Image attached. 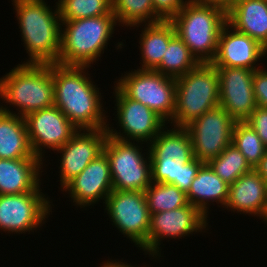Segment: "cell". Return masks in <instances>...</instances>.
<instances>
[{
  "label": "cell",
  "instance_id": "obj_27",
  "mask_svg": "<svg viewBox=\"0 0 267 267\" xmlns=\"http://www.w3.org/2000/svg\"><path fill=\"white\" fill-rule=\"evenodd\" d=\"M118 26L131 27L151 24L162 19L154 12L152 0H112Z\"/></svg>",
  "mask_w": 267,
  "mask_h": 267
},
{
  "label": "cell",
  "instance_id": "obj_19",
  "mask_svg": "<svg viewBox=\"0 0 267 267\" xmlns=\"http://www.w3.org/2000/svg\"><path fill=\"white\" fill-rule=\"evenodd\" d=\"M225 209L264 219L267 212V183L255 169L229 185Z\"/></svg>",
  "mask_w": 267,
  "mask_h": 267
},
{
  "label": "cell",
  "instance_id": "obj_25",
  "mask_svg": "<svg viewBox=\"0 0 267 267\" xmlns=\"http://www.w3.org/2000/svg\"><path fill=\"white\" fill-rule=\"evenodd\" d=\"M39 158L29 142L24 117L0 109V159Z\"/></svg>",
  "mask_w": 267,
  "mask_h": 267
},
{
  "label": "cell",
  "instance_id": "obj_22",
  "mask_svg": "<svg viewBox=\"0 0 267 267\" xmlns=\"http://www.w3.org/2000/svg\"><path fill=\"white\" fill-rule=\"evenodd\" d=\"M228 191L229 185L207 163H204L199 168L186 196L189 204L197 207L209 218V205L216 202L217 206L220 204L224 208L228 199Z\"/></svg>",
  "mask_w": 267,
  "mask_h": 267
},
{
  "label": "cell",
  "instance_id": "obj_28",
  "mask_svg": "<svg viewBox=\"0 0 267 267\" xmlns=\"http://www.w3.org/2000/svg\"><path fill=\"white\" fill-rule=\"evenodd\" d=\"M228 185L253 170L245 156L232 143L216 158L207 163Z\"/></svg>",
  "mask_w": 267,
  "mask_h": 267
},
{
  "label": "cell",
  "instance_id": "obj_2",
  "mask_svg": "<svg viewBox=\"0 0 267 267\" xmlns=\"http://www.w3.org/2000/svg\"><path fill=\"white\" fill-rule=\"evenodd\" d=\"M29 59L23 64H55L61 48V18L45 0H11Z\"/></svg>",
  "mask_w": 267,
  "mask_h": 267
},
{
  "label": "cell",
  "instance_id": "obj_5",
  "mask_svg": "<svg viewBox=\"0 0 267 267\" xmlns=\"http://www.w3.org/2000/svg\"><path fill=\"white\" fill-rule=\"evenodd\" d=\"M117 23L115 15L61 21L63 28L57 63L91 67L107 49Z\"/></svg>",
  "mask_w": 267,
  "mask_h": 267
},
{
  "label": "cell",
  "instance_id": "obj_33",
  "mask_svg": "<svg viewBox=\"0 0 267 267\" xmlns=\"http://www.w3.org/2000/svg\"><path fill=\"white\" fill-rule=\"evenodd\" d=\"M203 164V162H201L195 157L188 163H184L183 165H181L180 168L179 181H174L172 184L187 193L190 189L192 181L197 176L199 168Z\"/></svg>",
  "mask_w": 267,
  "mask_h": 267
},
{
  "label": "cell",
  "instance_id": "obj_39",
  "mask_svg": "<svg viewBox=\"0 0 267 267\" xmlns=\"http://www.w3.org/2000/svg\"><path fill=\"white\" fill-rule=\"evenodd\" d=\"M224 7L226 10L238 0H200Z\"/></svg>",
  "mask_w": 267,
  "mask_h": 267
},
{
  "label": "cell",
  "instance_id": "obj_23",
  "mask_svg": "<svg viewBox=\"0 0 267 267\" xmlns=\"http://www.w3.org/2000/svg\"><path fill=\"white\" fill-rule=\"evenodd\" d=\"M165 126L148 144L150 161H181L194 158L191 136L186 127ZM165 129V130H164Z\"/></svg>",
  "mask_w": 267,
  "mask_h": 267
},
{
  "label": "cell",
  "instance_id": "obj_26",
  "mask_svg": "<svg viewBox=\"0 0 267 267\" xmlns=\"http://www.w3.org/2000/svg\"><path fill=\"white\" fill-rule=\"evenodd\" d=\"M199 62L191 54L188 46L175 34L169 41L160 65L155 71L173 78L185 75Z\"/></svg>",
  "mask_w": 267,
  "mask_h": 267
},
{
  "label": "cell",
  "instance_id": "obj_7",
  "mask_svg": "<svg viewBox=\"0 0 267 267\" xmlns=\"http://www.w3.org/2000/svg\"><path fill=\"white\" fill-rule=\"evenodd\" d=\"M143 144L146 143L126 142L107 136L103 152L110 164L113 190L144 192L151 185L149 146L144 149L148 152L143 153Z\"/></svg>",
  "mask_w": 267,
  "mask_h": 267
},
{
  "label": "cell",
  "instance_id": "obj_12",
  "mask_svg": "<svg viewBox=\"0 0 267 267\" xmlns=\"http://www.w3.org/2000/svg\"><path fill=\"white\" fill-rule=\"evenodd\" d=\"M208 218L195 206L187 204L173 210L151 214L147 235V254L149 257L161 256L162 240L185 238L197 232L202 233L209 226ZM161 248V249H160ZM161 250V251H160ZM158 256V257H157Z\"/></svg>",
  "mask_w": 267,
  "mask_h": 267
},
{
  "label": "cell",
  "instance_id": "obj_20",
  "mask_svg": "<svg viewBox=\"0 0 267 267\" xmlns=\"http://www.w3.org/2000/svg\"><path fill=\"white\" fill-rule=\"evenodd\" d=\"M40 158L0 159V195L41 192Z\"/></svg>",
  "mask_w": 267,
  "mask_h": 267
},
{
  "label": "cell",
  "instance_id": "obj_29",
  "mask_svg": "<svg viewBox=\"0 0 267 267\" xmlns=\"http://www.w3.org/2000/svg\"><path fill=\"white\" fill-rule=\"evenodd\" d=\"M144 192L150 215L188 204L186 193L173 184L152 182Z\"/></svg>",
  "mask_w": 267,
  "mask_h": 267
},
{
  "label": "cell",
  "instance_id": "obj_11",
  "mask_svg": "<svg viewBox=\"0 0 267 267\" xmlns=\"http://www.w3.org/2000/svg\"><path fill=\"white\" fill-rule=\"evenodd\" d=\"M48 197L43 192L0 195V231L20 235L41 228L54 206Z\"/></svg>",
  "mask_w": 267,
  "mask_h": 267
},
{
  "label": "cell",
  "instance_id": "obj_4",
  "mask_svg": "<svg viewBox=\"0 0 267 267\" xmlns=\"http://www.w3.org/2000/svg\"><path fill=\"white\" fill-rule=\"evenodd\" d=\"M170 21L176 34L199 63H211L214 60L220 31L227 23L224 7L200 0H188Z\"/></svg>",
  "mask_w": 267,
  "mask_h": 267
},
{
  "label": "cell",
  "instance_id": "obj_32",
  "mask_svg": "<svg viewBox=\"0 0 267 267\" xmlns=\"http://www.w3.org/2000/svg\"><path fill=\"white\" fill-rule=\"evenodd\" d=\"M151 180L155 183H169L179 181L181 161H150Z\"/></svg>",
  "mask_w": 267,
  "mask_h": 267
},
{
  "label": "cell",
  "instance_id": "obj_38",
  "mask_svg": "<svg viewBox=\"0 0 267 267\" xmlns=\"http://www.w3.org/2000/svg\"><path fill=\"white\" fill-rule=\"evenodd\" d=\"M124 261V262H123ZM103 264H101L99 267H136V265L132 266L131 263L125 262V260H112L108 259L107 261H103Z\"/></svg>",
  "mask_w": 267,
  "mask_h": 267
},
{
  "label": "cell",
  "instance_id": "obj_30",
  "mask_svg": "<svg viewBox=\"0 0 267 267\" xmlns=\"http://www.w3.org/2000/svg\"><path fill=\"white\" fill-rule=\"evenodd\" d=\"M61 21L114 15L112 0H58Z\"/></svg>",
  "mask_w": 267,
  "mask_h": 267
},
{
  "label": "cell",
  "instance_id": "obj_17",
  "mask_svg": "<svg viewBox=\"0 0 267 267\" xmlns=\"http://www.w3.org/2000/svg\"><path fill=\"white\" fill-rule=\"evenodd\" d=\"M113 190L111 170L104 152L93 159L83 171L74 177L61 191L68 192L73 206L81 208L93 206L103 200Z\"/></svg>",
  "mask_w": 267,
  "mask_h": 267
},
{
  "label": "cell",
  "instance_id": "obj_10",
  "mask_svg": "<svg viewBox=\"0 0 267 267\" xmlns=\"http://www.w3.org/2000/svg\"><path fill=\"white\" fill-rule=\"evenodd\" d=\"M113 88L114 103L116 102L114 108H117L115 119L118 120L120 129L116 130L109 123L108 135L121 141L145 142L148 145L168 125V122L149 107L128 98L116 85Z\"/></svg>",
  "mask_w": 267,
  "mask_h": 267
},
{
  "label": "cell",
  "instance_id": "obj_34",
  "mask_svg": "<svg viewBox=\"0 0 267 267\" xmlns=\"http://www.w3.org/2000/svg\"><path fill=\"white\" fill-rule=\"evenodd\" d=\"M245 122L254 129L267 148V108L257 106Z\"/></svg>",
  "mask_w": 267,
  "mask_h": 267
},
{
  "label": "cell",
  "instance_id": "obj_16",
  "mask_svg": "<svg viewBox=\"0 0 267 267\" xmlns=\"http://www.w3.org/2000/svg\"><path fill=\"white\" fill-rule=\"evenodd\" d=\"M219 76V105L235 121H245L257 107L253 90L254 70L216 67Z\"/></svg>",
  "mask_w": 267,
  "mask_h": 267
},
{
  "label": "cell",
  "instance_id": "obj_31",
  "mask_svg": "<svg viewBox=\"0 0 267 267\" xmlns=\"http://www.w3.org/2000/svg\"><path fill=\"white\" fill-rule=\"evenodd\" d=\"M231 143L240 150L253 169L265 154L266 147L263 142L245 121H236Z\"/></svg>",
  "mask_w": 267,
  "mask_h": 267
},
{
  "label": "cell",
  "instance_id": "obj_9",
  "mask_svg": "<svg viewBox=\"0 0 267 267\" xmlns=\"http://www.w3.org/2000/svg\"><path fill=\"white\" fill-rule=\"evenodd\" d=\"M103 206L112 225L147 255L151 215L145 192L112 190Z\"/></svg>",
  "mask_w": 267,
  "mask_h": 267
},
{
  "label": "cell",
  "instance_id": "obj_13",
  "mask_svg": "<svg viewBox=\"0 0 267 267\" xmlns=\"http://www.w3.org/2000/svg\"><path fill=\"white\" fill-rule=\"evenodd\" d=\"M235 123L220 105L193 120L186 126L192 140L193 156L203 163L218 157L231 144Z\"/></svg>",
  "mask_w": 267,
  "mask_h": 267
},
{
  "label": "cell",
  "instance_id": "obj_14",
  "mask_svg": "<svg viewBox=\"0 0 267 267\" xmlns=\"http://www.w3.org/2000/svg\"><path fill=\"white\" fill-rule=\"evenodd\" d=\"M32 152L44 162L45 150L57 151L79 130L55 105L24 117Z\"/></svg>",
  "mask_w": 267,
  "mask_h": 267
},
{
  "label": "cell",
  "instance_id": "obj_8",
  "mask_svg": "<svg viewBox=\"0 0 267 267\" xmlns=\"http://www.w3.org/2000/svg\"><path fill=\"white\" fill-rule=\"evenodd\" d=\"M120 78L116 85L128 98L139 101L155 111L168 123L175 111V78L155 70L132 69Z\"/></svg>",
  "mask_w": 267,
  "mask_h": 267
},
{
  "label": "cell",
  "instance_id": "obj_3",
  "mask_svg": "<svg viewBox=\"0 0 267 267\" xmlns=\"http://www.w3.org/2000/svg\"><path fill=\"white\" fill-rule=\"evenodd\" d=\"M0 99L3 101L2 105L0 102L1 110L21 117L54 106L52 64L14 66L0 78ZM10 105L17 107L18 112L11 111Z\"/></svg>",
  "mask_w": 267,
  "mask_h": 267
},
{
  "label": "cell",
  "instance_id": "obj_36",
  "mask_svg": "<svg viewBox=\"0 0 267 267\" xmlns=\"http://www.w3.org/2000/svg\"><path fill=\"white\" fill-rule=\"evenodd\" d=\"M253 90L257 106L267 108V69L266 67L254 71Z\"/></svg>",
  "mask_w": 267,
  "mask_h": 267
},
{
  "label": "cell",
  "instance_id": "obj_40",
  "mask_svg": "<svg viewBox=\"0 0 267 267\" xmlns=\"http://www.w3.org/2000/svg\"><path fill=\"white\" fill-rule=\"evenodd\" d=\"M263 221L266 223V226H267V212H266V214H265V216H264Z\"/></svg>",
  "mask_w": 267,
  "mask_h": 267
},
{
  "label": "cell",
  "instance_id": "obj_1",
  "mask_svg": "<svg viewBox=\"0 0 267 267\" xmlns=\"http://www.w3.org/2000/svg\"><path fill=\"white\" fill-rule=\"evenodd\" d=\"M89 68L52 64L54 105L79 130L107 128L109 123L103 95L91 80Z\"/></svg>",
  "mask_w": 267,
  "mask_h": 267
},
{
  "label": "cell",
  "instance_id": "obj_24",
  "mask_svg": "<svg viewBox=\"0 0 267 267\" xmlns=\"http://www.w3.org/2000/svg\"><path fill=\"white\" fill-rule=\"evenodd\" d=\"M143 28H142V27ZM141 29L138 47L140 48L141 66L138 69L155 70L161 63L170 39L176 34L170 20H161L151 24L134 26Z\"/></svg>",
  "mask_w": 267,
  "mask_h": 267
},
{
  "label": "cell",
  "instance_id": "obj_15",
  "mask_svg": "<svg viewBox=\"0 0 267 267\" xmlns=\"http://www.w3.org/2000/svg\"><path fill=\"white\" fill-rule=\"evenodd\" d=\"M108 136L107 128L81 129L56 151L60 153V186L63 189L88 164L103 152Z\"/></svg>",
  "mask_w": 267,
  "mask_h": 267
},
{
  "label": "cell",
  "instance_id": "obj_6",
  "mask_svg": "<svg viewBox=\"0 0 267 267\" xmlns=\"http://www.w3.org/2000/svg\"><path fill=\"white\" fill-rule=\"evenodd\" d=\"M175 81V111L173 119L169 122L170 126L186 127L219 105V76L212 63H199Z\"/></svg>",
  "mask_w": 267,
  "mask_h": 267
},
{
  "label": "cell",
  "instance_id": "obj_18",
  "mask_svg": "<svg viewBox=\"0 0 267 267\" xmlns=\"http://www.w3.org/2000/svg\"><path fill=\"white\" fill-rule=\"evenodd\" d=\"M266 55L267 49L257 40L234 30L226 23L220 31L217 53L211 63L215 67H238L255 71L261 68L260 61L267 58Z\"/></svg>",
  "mask_w": 267,
  "mask_h": 267
},
{
  "label": "cell",
  "instance_id": "obj_35",
  "mask_svg": "<svg viewBox=\"0 0 267 267\" xmlns=\"http://www.w3.org/2000/svg\"><path fill=\"white\" fill-rule=\"evenodd\" d=\"M188 0H152L154 12L162 20H171L184 7Z\"/></svg>",
  "mask_w": 267,
  "mask_h": 267
},
{
  "label": "cell",
  "instance_id": "obj_37",
  "mask_svg": "<svg viewBox=\"0 0 267 267\" xmlns=\"http://www.w3.org/2000/svg\"><path fill=\"white\" fill-rule=\"evenodd\" d=\"M255 170L260 174V176L267 183V148H266L265 154L261 158L259 164L255 167Z\"/></svg>",
  "mask_w": 267,
  "mask_h": 267
},
{
  "label": "cell",
  "instance_id": "obj_21",
  "mask_svg": "<svg viewBox=\"0 0 267 267\" xmlns=\"http://www.w3.org/2000/svg\"><path fill=\"white\" fill-rule=\"evenodd\" d=\"M226 20L267 49V0H238L226 10Z\"/></svg>",
  "mask_w": 267,
  "mask_h": 267
}]
</instances>
